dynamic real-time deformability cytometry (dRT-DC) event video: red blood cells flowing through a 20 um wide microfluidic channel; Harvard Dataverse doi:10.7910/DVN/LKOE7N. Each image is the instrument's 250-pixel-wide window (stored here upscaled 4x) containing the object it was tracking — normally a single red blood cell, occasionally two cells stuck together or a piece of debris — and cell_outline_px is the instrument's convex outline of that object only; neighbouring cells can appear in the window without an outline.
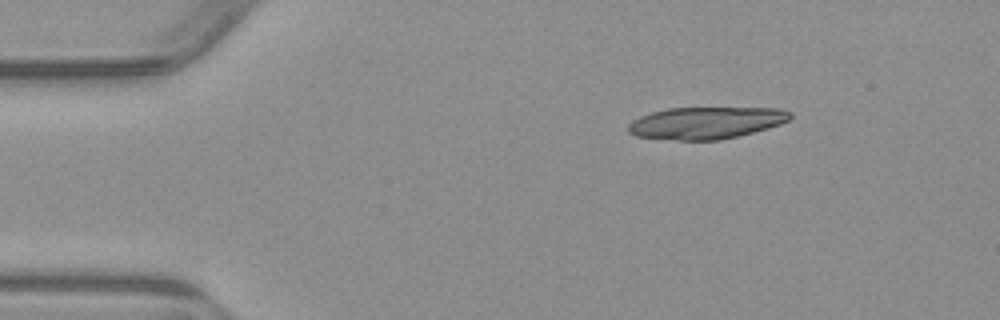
{"species": "common noctule bat (a hibernating species)", "species_latin": "Nyctalus noctula", "temperature_condition": "warm", "stored_images_in_passage": 3, "camera_frame_rate_fps": 3000, "um_per_image_px": 0.085, "animal": {"sex": "male", "body_mass_g": 23.1, "forearm_length_mm": 52.7}, "frame": {"image": 1, "passage_image": 1, "time_ms": 0.0, "image_size_px": [1000, 320], "cell_outline_px": [[792, 116], [788, 120], [780, 124], [768, 128], [720, 140], [680, 140], [636, 136], [628, 132], [628, 124], [632, 120], [640, 116], [652, 112], [668, 108], [780, 108], [792, 112]], "centroid_in_image_um": [60.01, 10.43], "position_along_channel_um": 25.0, "area_um2": 30.06}}